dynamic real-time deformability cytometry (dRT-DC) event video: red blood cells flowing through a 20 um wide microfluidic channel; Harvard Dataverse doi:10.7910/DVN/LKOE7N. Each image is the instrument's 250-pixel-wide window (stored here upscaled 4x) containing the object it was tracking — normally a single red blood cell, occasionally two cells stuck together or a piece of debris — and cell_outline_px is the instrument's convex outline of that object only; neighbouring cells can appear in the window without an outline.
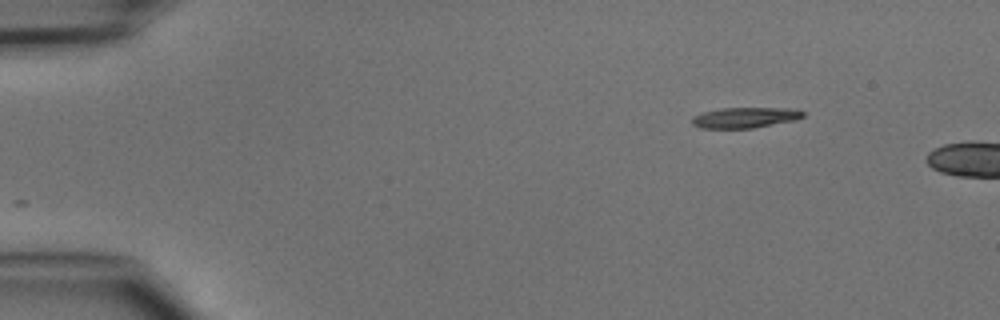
{"species": "common noctule bat (a hibernating species)", "species_latin": "Nyctalus noctula", "temperature_condition": "cold", "stored_images_in_passage": 5, "camera_frame_rate_fps": 3000, "um_per_image_px": 0.085, "animal": {"sex": "male", "body_mass_g": 15.6}, "frame": {"image": 1, "passage_image": 1, "time_ms": 0.0, "image_size_px": [1000, 320], "cell_outline_px": [[804, 116], [796, 120], [752, 128], [700, 128], [692, 124], [692, 116], [704, 112], [720, 108], [788, 108], [804, 112]], "centroid_in_image_um": [63.3, 9.99], "position_along_channel_um": 21.7, "area_um2": 13.24}}